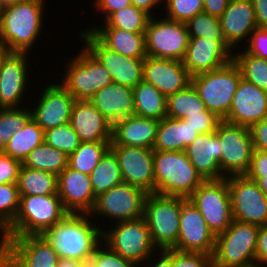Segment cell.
<instances>
[{"instance_id": "cell-1", "label": "cell", "mask_w": 267, "mask_h": 267, "mask_svg": "<svg viewBox=\"0 0 267 267\" xmlns=\"http://www.w3.org/2000/svg\"><path fill=\"white\" fill-rule=\"evenodd\" d=\"M89 214L68 213L61 221L46 230L42 236L57 252L59 258L88 263L102 243L106 225H98Z\"/></svg>"}, {"instance_id": "cell-2", "label": "cell", "mask_w": 267, "mask_h": 267, "mask_svg": "<svg viewBox=\"0 0 267 267\" xmlns=\"http://www.w3.org/2000/svg\"><path fill=\"white\" fill-rule=\"evenodd\" d=\"M45 3V0H23L3 8L0 41L11 52L31 54V49L37 46L34 44L45 27Z\"/></svg>"}, {"instance_id": "cell-3", "label": "cell", "mask_w": 267, "mask_h": 267, "mask_svg": "<svg viewBox=\"0 0 267 267\" xmlns=\"http://www.w3.org/2000/svg\"><path fill=\"white\" fill-rule=\"evenodd\" d=\"M155 193L188 198L205 180L185 151H154Z\"/></svg>"}, {"instance_id": "cell-4", "label": "cell", "mask_w": 267, "mask_h": 267, "mask_svg": "<svg viewBox=\"0 0 267 267\" xmlns=\"http://www.w3.org/2000/svg\"><path fill=\"white\" fill-rule=\"evenodd\" d=\"M67 214L58 194L20 196L17 216L0 236L42 235Z\"/></svg>"}, {"instance_id": "cell-5", "label": "cell", "mask_w": 267, "mask_h": 267, "mask_svg": "<svg viewBox=\"0 0 267 267\" xmlns=\"http://www.w3.org/2000/svg\"><path fill=\"white\" fill-rule=\"evenodd\" d=\"M259 226L233 219L216 235L213 267H256L255 252Z\"/></svg>"}, {"instance_id": "cell-6", "label": "cell", "mask_w": 267, "mask_h": 267, "mask_svg": "<svg viewBox=\"0 0 267 267\" xmlns=\"http://www.w3.org/2000/svg\"><path fill=\"white\" fill-rule=\"evenodd\" d=\"M241 78L240 70L232 60L221 68L192 76L191 84L207 110L224 120L229 115Z\"/></svg>"}, {"instance_id": "cell-7", "label": "cell", "mask_w": 267, "mask_h": 267, "mask_svg": "<svg viewBox=\"0 0 267 267\" xmlns=\"http://www.w3.org/2000/svg\"><path fill=\"white\" fill-rule=\"evenodd\" d=\"M60 83L76 100H90L103 87L112 83L110 72L83 46L68 58Z\"/></svg>"}, {"instance_id": "cell-8", "label": "cell", "mask_w": 267, "mask_h": 267, "mask_svg": "<svg viewBox=\"0 0 267 267\" xmlns=\"http://www.w3.org/2000/svg\"><path fill=\"white\" fill-rule=\"evenodd\" d=\"M182 197L148 194L144 215L151 240L157 250L172 249L177 244Z\"/></svg>"}, {"instance_id": "cell-9", "label": "cell", "mask_w": 267, "mask_h": 267, "mask_svg": "<svg viewBox=\"0 0 267 267\" xmlns=\"http://www.w3.org/2000/svg\"><path fill=\"white\" fill-rule=\"evenodd\" d=\"M112 226V227H111ZM103 228L102 242L114 253L141 265L154 253V246L144 217L122 221ZM106 229V230H105ZM108 230V231H107Z\"/></svg>"}, {"instance_id": "cell-10", "label": "cell", "mask_w": 267, "mask_h": 267, "mask_svg": "<svg viewBox=\"0 0 267 267\" xmlns=\"http://www.w3.org/2000/svg\"><path fill=\"white\" fill-rule=\"evenodd\" d=\"M58 261L42 235L0 237V267H57Z\"/></svg>"}, {"instance_id": "cell-11", "label": "cell", "mask_w": 267, "mask_h": 267, "mask_svg": "<svg viewBox=\"0 0 267 267\" xmlns=\"http://www.w3.org/2000/svg\"><path fill=\"white\" fill-rule=\"evenodd\" d=\"M147 195L141 188L122 182L99 194L89 215L97 220L98 225V216H102L103 220L108 219L106 221H111L110 224L142 218Z\"/></svg>"}, {"instance_id": "cell-12", "label": "cell", "mask_w": 267, "mask_h": 267, "mask_svg": "<svg viewBox=\"0 0 267 267\" xmlns=\"http://www.w3.org/2000/svg\"><path fill=\"white\" fill-rule=\"evenodd\" d=\"M158 15L150 17L145 31L147 56L182 61L189 44L184 22Z\"/></svg>"}, {"instance_id": "cell-13", "label": "cell", "mask_w": 267, "mask_h": 267, "mask_svg": "<svg viewBox=\"0 0 267 267\" xmlns=\"http://www.w3.org/2000/svg\"><path fill=\"white\" fill-rule=\"evenodd\" d=\"M216 235L224 232L233 221L227 180H206L188 197Z\"/></svg>"}, {"instance_id": "cell-14", "label": "cell", "mask_w": 267, "mask_h": 267, "mask_svg": "<svg viewBox=\"0 0 267 267\" xmlns=\"http://www.w3.org/2000/svg\"><path fill=\"white\" fill-rule=\"evenodd\" d=\"M215 133L222 145L221 160L219 161L222 175L225 178L245 175L254 152L249 128L222 120Z\"/></svg>"}, {"instance_id": "cell-15", "label": "cell", "mask_w": 267, "mask_h": 267, "mask_svg": "<svg viewBox=\"0 0 267 267\" xmlns=\"http://www.w3.org/2000/svg\"><path fill=\"white\" fill-rule=\"evenodd\" d=\"M230 192L233 219L264 226L267 224V196L258 183L246 175L225 178Z\"/></svg>"}, {"instance_id": "cell-16", "label": "cell", "mask_w": 267, "mask_h": 267, "mask_svg": "<svg viewBox=\"0 0 267 267\" xmlns=\"http://www.w3.org/2000/svg\"><path fill=\"white\" fill-rule=\"evenodd\" d=\"M79 41L110 72L112 81L130 88H135L143 81L144 59L126 57L105 47L90 31L81 29ZM82 39V40H81Z\"/></svg>"}, {"instance_id": "cell-17", "label": "cell", "mask_w": 267, "mask_h": 267, "mask_svg": "<svg viewBox=\"0 0 267 267\" xmlns=\"http://www.w3.org/2000/svg\"><path fill=\"white\" fill-rule=\"evenodd\" d=\"M179 223L177 244L172 249L213 255L216 236L208 228L200 211L188 198L182 197Z\"/></svg>"}, {"instance_id": "cell-18", "label": "cell", "mask_w": 267, "mask_h": 267, "mask_svg": "<svg viewBox=\"0 0 267 267\" xmlns=\"http://www.w3.org/2000/svg\"><path fill=\"white\" fill-rule=\"evenodd\" d=\"M58 82L52 81L43 86L40 98L34 103L35 107L30 105L32 119L45 132L48 129L70 123L72 107L76 99L67 91V89ZM37 103V104H36Z\"/></svg>"}, {"instance_id": "cell-19", "label": "cell", "mask_w": 267, "mask_h": 267, "mask_svg": "<svg viewBox=\"0 0 267 267\" xmlns=\"http://www.w3.org/2000/svg\"><path fill=\"white\" fill-rule=\"evenodd\" d=\"M110 149L118 159L123 182L155 193L153 149L126 145H110Z\"/></svg>"}, {"instance_id": "cell-20", "label": "cell", "mask_w": 267, "mask_h": 267, "mask_svg": "<svg viewBox=\"0 0 267 267\" xmlns=\"http://www.w3.org/2000/svg\"><path fill=\"white\" fill-rule=\"evenodd\" d=\"M28 55L31 54L11 52L3 61L0 69V108L25 107L22 101L28 99L26 92L31 86L28 78L32 75L28 74L31 67Z\"/></svg>"}, {"instance_id": "cell-21", "label": "cell", "mask_w": 267, "mask_h": 267, "mask_svg": "<svg viewBox=\"0 0 267 267\" xmlns=\"http://www.w3.org/2000/svg\"><path fill=\"white\" fill-rule=\"evenodd\" d=\"M234 50L226 41L190 38L183 65L191 76L216 70L230 63Z\"/></svg>"}, {"instance_id": "cell-22", "label": "cell", "mask_w": 267, "mask_h": 267, "mask_svg": "<svg viewBox=\"0 0 267 267\" xmlns=\"http://www.w3.org/2000/svg\"><path fill=\"white\" fill-rule=\"evenodd\" d=\"M192 76L182 61L147 56L143 62V81L153 85L166 98L191 84Z\"/></svg>"}, {"instance_id": "cell-23", "label": "cell", "mask_w": 267, "mask_h": 267, "mask_svg": "<svg viewBox=\"0 0 267 267\" xmlns=\"http://www.w3.org/2000/svg\"><path fill=\"white\" fill-rule=\"evenodd\" d=\"M267 117V92L241 78L224 121L250 128Z\"/></svg>"}, {"instance_id": "cell-24", "label": "cell", "mask_w": 267, "mask_h": 267, "mask_svg": "<svg viewBox=\"0 0 267 267\" xmlns=\"http://www.w3.org/2000/svg\"><path fill=\"white\" fill-rule=\"evenodd\" d=\"M57 194L68 213L89 214L96 200L90 176L68 166L57 176Z\"/></svg>"}, {"instance_id": "cell-25", "label": "cell", "mask_w": 267, "mask_h": 267, "mask_svg": "<svg viewBox=\"0 0 267 267\" xmlns=\"http://www.w3.org/2000/svg\"><path fill=\"white\" fill-rule=\"evenodd\" d=\"M220 23L226 43L234 50L241 49V42H247L257 28L252 0H230Z\"/></svg>"}, {"instance_id": "cell-26", "label": "cell", "mask_w": 267, "mask_h": 267, "mask_svg": "<svg viewBox=\"0 0 267 267\" xmlns=\"http://www.w3.org/2000/svg\"><path fill=\"white\" fill-rule=\"evenodd\" d=\"M70 124L81 142H111L112 140V125L88 100L75 101Z\"/></svg>"}, {"instance_id": "cell-27", "label": "cell", "mask_w": 267, "mask_h": 267, "mask_svg": "<svg viewBox=\"0 0 267 267\" xmlns=\"http://www.w3.org/2000/svg\"><path fill=\"white\" fill-rule=\"evenodd\" d=\"M220 140L215 132L199 134L197 138L185 149L190 163L206 180H220L225 177L220 170L221 160Z\"/></svg>"}, {"instance_id": "cell-28", "label": "cell", "mask_w": 267, "mask_h": 267, "mask_svg": "<svg viewBox=\"0 0 267 267\" xmlns=\"http://www.w3.org/2000/svg\"><path fill=\"white\" fill-rule=\"evenodd\" d=\"M159 120L131 115L112 125L111 145L153 149Z\"/></svg>"}, {"instance_id": "cell-29", "label": "cell", "mask_w": 267, "mask_h": 267, "mask_svg": "<svg viewBox=\"0 0 267 267\" xmlns=\"http://www.w3.org/2000/svg\"><path fill=\"white\" fill-rule=\"evenodd\" d=\"M89 102L111 125L135 111L133 89L115 82L97 91Z\"/></svg>"}, {"instance_id": "cell-30", "label": "cell", "mask_w": 267, "mask_h": 267, "mask_svg": "<svg viewBox=\"0 0 267 267\" xmlns=\"http://www.w3.org/2000/svg\"><path fill=\"white\" fill-rule=\"evenodd\" d=\"M105 47L119 54L145 59V33H134L118 28H93L90 31Z\"/></svg>"}, {"instance_id": "cell-31", "label": "cell", "mask_w": 267, "mask_h": 267, "mask_svg": "<svg viewBox=\"0 0 267 267\" xmlns=\"http://www.w3.org/2000/svg\"><path fill=\"white\" fill-rule=\"evenodd\" d=\"M199 134L185 121L168 116L159 121L154 151H185Z\"/></svg>"}, {"instance_id": "cell-32", "label": "cell", "mask_w": 267, "mask_h": 267, "mask_svg": "<svg viewBox=\"0 0 267 267\" xmlns=\"http://www.w3.org/2000/svg\"><path fill=\"white\" fill-rule=\"evenodd\" d=\"M133 93L134 115L159 121L167 116V98L153 85L141 81Z\"/></svg>"}, {"instance_id": "cell-33", "label": "cell", "mask_w": 267, "mask_h": 267, "mask_svg": "<svg viewBox=\"0 0 267 267\" xmlns=\"http://www.w3.org/2000/svg\"><path fill=\"white\" fill-rule=\"evenodd\" d=\"M17 185L20 196L54 195L57 194V175L21 165Z\"/></svg>"}, {"instance_id": "cell-34", "label": "cell", "mask_w": 267, "mask_h": 267, "mask_svg": "<svg viewBox=\"0 0 267 267\" xmlns=\"http://www.w3.org/2000/svg\"><path fill=\"white\" fill-rule=\"evenodd\" d=\"M44 137V131L31 119L24 128L14 133L2 152L22 163L33 149L44 143Z\"/></svg>"}, {"instance_id": "cell-35", "label": "cell", "mask_w": 267, "mask_h": 267, "mask_svg": "<svg viewBox=\"0 0 267 267\" xmlns=\"http://www.w3.org/2000/svg\"><path fill=\"white\" fill-rule=\"evenodd\" d=\"M22 166L58 176L68 166V155L44 142L26 156Z\"/></svg>"}, {"instance_id": "cell-36", "label": "cell", "mask_w": 267, "mask_h": 267, "mask_svg": "<svg viewBox=\"0 0 267 267\" xmlns=\"http://www.w3.org/2000/svg\"><path fill=\"white\" fill-rule=\"evenodd\" d=\"M150 15L144 10L131 5L113 12L104 22L98 26L94 23L91 27H87V31L93 28H118L134 33H145Z\"/></svg>"}, {"instance_id": "cell-37", "label": "cell", "mask_w": 267, "mask_h": 267, "mask_svg": "<svg viewBox=\"0 0 267 267\" xmlns=\"http://www.w3.org/2000/svg\"><path fill=\"white\" fill-rule=\"evenodd\" d=\"M89 176L96 197L123 182L118 159L111 149L105 153Z\"/></svg>"}, {"instance_id": "cell-38", "label": "cell", "mask_w": 267, "mask_h": 267, "mask_svg": "<svg viewBox=\"0 0 267 267\" xmlns=\"http://www.w3.org/2000/svg\"><path fill=\"white\" fill-rule=\"evenodd\" d=\"M206 110L205 103L192 84L167 97V116L170 118L184 120Z\"/></svg>"}, {"instance_id": "cell-39", "label": "cell", "mask_w": 267, "mask_h": 267, "mask_svg": "<svg viewBox=\"0 0 267 267\" xmlns=\"http://www.w3.org/2000/svg\"><path fill=\"white\" fill-rule=\"evenodd\" d=\"M110 145L111 142H81L75 152L68 155V167L90 175Z\"/></svg>"}, {"instance_id": "cell-40", "label": "cell", "mask_w": 267, "mask_h": 267, "mask_svg": "<svg viewBox=\"0 0 267 267\" xmlns=\"http://www.w3.org/2000/svg\"><path fill=\"white\" fill-rule=\"evenodd\" d=\"M236 51L232 60L238 66L241 77L267 92V59L248 54L242 49Z\"/></svg>"}, {"instance_id": "cell-41", "label": "cell", "mask_w": 267, "mask_h": 267, "mask_svg": "<svg viewBox=\"0 0 267 267\" xmlns=\"http://www.w3.org/2000/svg\"><path fill=\"white\" fill-rule=\"evenodd\" d=\"M31 119L32 112L27 106L0 108V152L5 149L14 133L24 128Z\"/></svg>"}, {"instance_id": "cell-42", "label": "cell", "mask_w": 267, "mask_h": 267, "mask_svg": "<svg viewBox=\"0 0 267 267\" xmlns=\"http://www.w3.org/2000/svg\"><path fill=\"white\" fill-rule=\"evenodd\" d=\"M190 38H206L215 41H225L220 18L213 17L207 13H199L185 22Z\"/></svg>"}, {"instance_id": "cell-43", "label": "cell", "mask_w": 267, "mask_h": 267, "mask_svg": "<svg viewBox=\"0 0 267 267\" xmlns=\"http://www.w3.org/2000/svg\"><path fill=\"white\" fill-rule=\"evenodd\" d=\"M20 205L17 183L0 185V235L13 223Z\"/></svg>"}, {"instance_id": "cell-44", "label": "cell", "mask_w": 267, "mask_h": 267, "mask_svg": "<svg viewBox=\"0 0 267 267\" xmlns=\"http://www.w3.org/2000/svg\"><path fill=\"white\" fill-rule=\"evenodd\" d=\"M44 142L55 149L70 155L79 147L81 141L70 123L44 132Z\"/></svg>"}, {"instance_id": "cell-45", "label": "cell", "mask_w": 267, "mask_h": 267, "mask_svg": "<svg viewBox=\"0 0 267 267\" xmlns=\"http://www.w3.org/2000/svg\"><path fill=\"white\" fill-rule=\"evenodd\" d=\"M166 18L186 22L196 14L203 12V0H163Z\"/></svg>"}, {"instance_id": "cell-46", "label": "cell", "mask_w": 267, "mask_h": 267, "mask_svg": "<svg viewBox=\"0 0 267 267\" xmlns=\"http://www.w3.org/2000/svg\"><path fill=\"white\" fill-rule=\"evenodd\" d=\"M89 263L93 267H140L135 262L114 253L103 242L96 248Z\"/></svg>"}, {"instance_id": "cell-47", "label": "cell", "mask_w": 267, "mask_h": 267, "mask_svg": "<svg viewBox=\"0 0 267 267\" xmlns=\"http://www.w3.org/2000/svg\"><path fill=\"white\" fill-rule=\"evenodd\" d=\"M173 267H213L212 255L173 249Z\"/></svg>"}, {"instance_id": "cell-48", "label": "cell", "mask_w": 267, "mask_h": 267, "mask_svg": "<svg viewBox=\"0 0 267 267\" xmlns=\"http://www.w3.org/2000/svg\"><path fill=\"white\" fill-rule=\"evenodd\" d=\"M198 134L215 132L222 121L216 114L206 110L201 114L191 115L184 119Z\"/></svg>"}, {"instance_id": "cell-49", "label": "cell", "mask_w": 267, "mask_h": 267, "mask_svg": "<svg viewBox=\"0 0 267 267\" xmlns=\"http://www.w3.org/2000/svg\"><path fill=\"white\" fill-rule=\"evenodd\" d=\"M248 54L267 59V27H257L249 36L246 47Z\"/></svg>"}, {"instance_id": "cell-50", "label": "cell", "mask_w": 267, "mask_h": 267, "mask_svg": "<svg viewBox=\"0 0 267 267\" xmlns=\"http://www.w3.org/2000/svg\"><path fill=\"white\" fill-rule=\"evenodd\" d=\"M22 163L0 152V185L17 183Z\"/></svg>"}, {"instance_id": "cell-51", "label": "cell", "mask_w": 267, "mask_h": 267, "mask_svg": "<svg viewBox=\"0 0 267 267\" xmlns=\"http://www.w3.org/2000/svg\"><path fill=\"white\" fill-rule=\"evenodd\" d=\"M263 174H267V152L254 150L249 169L245 175L257 182L263 177Z\"/></svg>"}, {"instance_id": "cell-52", "label": "cell", "mask_w": 267, "mask_h": 267, "mask_svg": "<svg viewBox=\"0 0 267 267\" xmlns=\"http://www.w3.org/2000/svg\"><path fill=\"white\" fill-rule=\"evenodd\" d=\"M96 14L103 15V22L113 13L132 5L131 0H94ZM98 12V13H97Z\"/></svg>"}, {"instance_id": "cell-53", "label": "cell", "mask_w": 267, "mask_h": 267, "mask_svg": "<svg viewBox=\"0 0 267 267\" xmlns=\"http://www.w3.org/2000/svg\"><path fill=\"white\" fill-rule=\"evenodd\" d=\"M249 130L254 150L267 152V117L253 124Z\"/></svg>"}, {"instance_id": "cell-54", "label": "cell", "mask_w": 267, "mask_h": 267, "mask_svg": "<svg viewBox=\"0 0 267 267\" xmlns=\"http://www.w3.org/2000/svg\"><path fill=\"white\" fill-rule=\"evenodd\" d=\"M256 267H267V224L259 226L255 252Z\"/></svg>"}, {"instance_id": "cell-55", "label": "cell", "mask_w": 267, "mask_h": 267, "mask_svg": "<svg viewBox=\"0 0 267 267\" xmlns=\"http://www.w3.org/2000/svg\"><path fill=\"white\" fill-rule=\"evenodd\" d=\"M142 265L145 267H173V249L157 250Z\"/></svg>"}, {"instance_id": "cell-56", "label": "cell", "mask_w": 267, "mask_h": 267, "mask_svg": "<svg viewBox=\"0 0 267 267\" xmlns=\"http://www.w3.org/2000/svg\"><path fill=\"white\" fill-rule=\"evenodd\" d=\"M230 0H203V12L220 18Z\"/></svg>"}, {"instance_id": "cell-57", "label": "cell", "mask_w": 267, "mask_h": 267, "mask_svg": "<svg viewBox=\"0 0 267 267\" xmlns=\"http://www.w3.org/2000/svg\"><path fill=\"white\" fill-rule=\"evenodd\" d=\"M257 27H267V0H252Z\"/></svg>"}, {"instance_id": "cell-58", "label": "cell", "mask_w": 267, "mask_h": 267, "mask_svg": "<svg viewBox=\"0 0 267 267\" xmlns=\"http://www.w3.org/2000/svg\"><path fill=\"white\" fill-rule=\"evenodd\" d=\"M131 3L136 8L144 10L147 14L153 17L156 14V12L153 11H155L156 7H161L163 5V0H131Z\"/></svg>"}, {"instance_id": "cell-59", "label": "cell", "mask_w": 267, "mask_h": 267, "mask_svg": "<svg viewBox=\"0 0 267 267\" xmlns=\"http://www.w3.org/2000/svg\"><path fill=\"white\" fill-rule=\"evenodd\" d=\"M86 264L75 259L59 258L57 267H86Z\"/></svg>"}, {"instance_id": "cell-60", "label": "cell", "mask_w": 267, "mask_h": 267, "mask_svg": "<svg viewBox=\"0 0 267 267\" xmlns=\"http://www.w3.org/2000/svg\"><path fill=\"white\" fill-rule=\"evenodd\" d=\"M11 53L9 48L0 41V69L3 64V61L8 57V55Z\"/></svg>"}, {"instance_id": "cell-61", "label": "cell", "mask_w": 267, "mask_h": 267, "mask_svg": "<svg viewBox=\"0 0 267 267\" xmlns=\"http://www.w3.org/2000/svg\"><path fill=\"white\" fill-rule=\"evenodd\" d=\"M260 189L262 190V192L267 196V174H263V177H261L258 181H257Z\"/></svg>"}, {"instance_id": "cell-62", "label": "cell", "mask_w": 267, "mask_h": 267, "mask_svg": "<svg viewBox=\"0 0 267 267\" xmlns=\"http://www.w3.org/2000/svg\"><path fill=\"white\" fill-rule=\"evenodd\" d=\"M20 1H23V0H0V5L5 8L7 6H11V5H14Z\"/></svg>"}, {"instance_id": "cell-63", "label": "cell", "mask_w": 267, "mask_h": 267, "mask_svg": "<svg viewBox=\"0 0 267 267\" xmlns=\"http://www.w3.org/2000/svg\"><path fill=\"white\" fill-rule=\"evenodd\" d=\"M2 11H3V7L0 5V21H1V18H2Z\"/></svg>"}, {"instance_id": "cell-64", "label": "cell", "mask_w": 267, "mask_h": 267, "mask_svg": "<svg viewBox=\"0 0 267 267\" xmlns=\"http://www.w3.org/2000/svg\"><path fill=\"white\" fill-rule=\"evenodd\" d=\"M86 267H93L89 262L86 264Z\"/></svg>"}]
</instances>
